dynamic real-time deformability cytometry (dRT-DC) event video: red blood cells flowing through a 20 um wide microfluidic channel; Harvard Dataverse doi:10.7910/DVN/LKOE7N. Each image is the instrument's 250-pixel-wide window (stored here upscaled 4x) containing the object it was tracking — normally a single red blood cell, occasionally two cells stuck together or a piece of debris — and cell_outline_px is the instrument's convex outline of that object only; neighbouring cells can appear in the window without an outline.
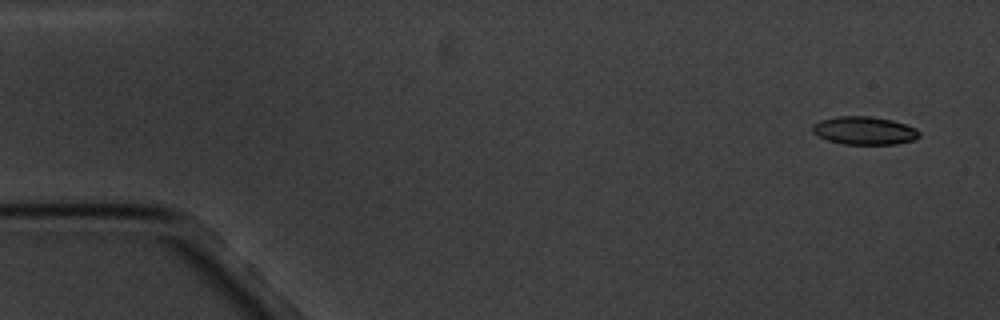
{"species": "common noctule bat (a hibernating species)", "species_latin": "Nyctalus noctula", "temperature_condition": "cold", "stored_images_in_passage": 5, "camera_frame_rate_fps": 3000, "um_per_image_px": 0.085, "animal": {"sex": "male", "body_mass_g": 20.1, "forearm_length_mm": 53.5}, "frame": {"image": 1, "passage_image": 1, "time_ms": 0.0, "image_size_px": [1000, 320], "cell_outline_px": [[920, 136], [916, 140], [896, 144], [844, 144], [828, 140], [816, 136], [812, 132], [812, 124], [820, 120], [836, 116], [872, 116], [892, 120], [916, 128], [920, 132]], "centroid_in_image_um": [73.46, 11.1], "position_along_channel_um": 11.5, "area_um2": 17.69}}
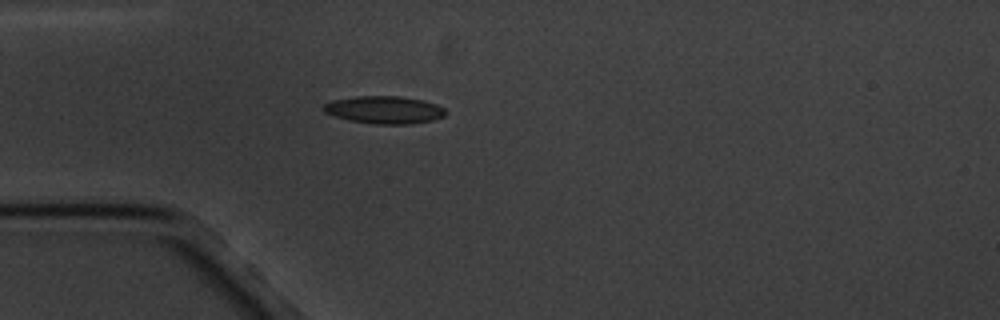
{"frame": {"image": 2, "passage_image": 4, "time_ms": 4.333, "image_size_px": [1000, 320], "cell_outline_px": [[448, 112], [444, 116], [432, 120], [412, 124], [376, 124], [348, 120], [324, 112], [320, 108], [324, 104], [332, 100], [356, 96], [400, 96], [424, 100], [436, 104], [444, 108]], "centroid_in_image_um": [32.67, 9.33], "position_along_channel_um": 52.3, "area_um2": 19.77}}